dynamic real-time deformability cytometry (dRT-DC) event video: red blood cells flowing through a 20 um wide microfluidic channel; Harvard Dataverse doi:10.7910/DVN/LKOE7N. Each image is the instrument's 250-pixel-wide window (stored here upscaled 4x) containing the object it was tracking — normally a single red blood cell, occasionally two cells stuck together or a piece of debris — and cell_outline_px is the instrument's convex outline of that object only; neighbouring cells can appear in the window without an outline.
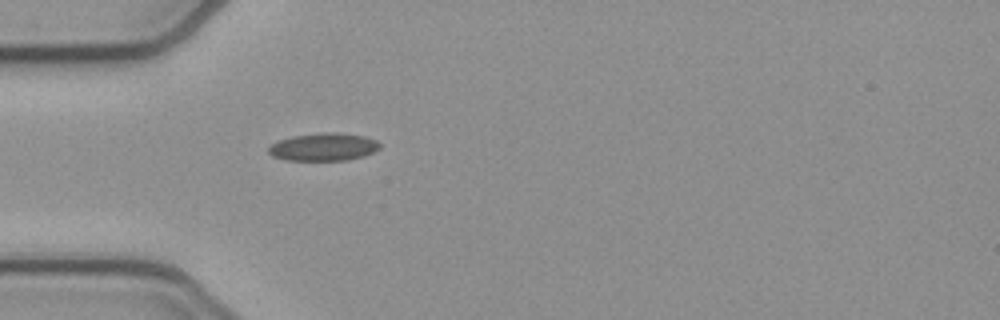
{"species": "common noctule bat (a hibernating species)", "species_latin": "Nyctalus noctula", "temperature_condition": "cold", "stored_images_in_passage": 38, "camera_frame_rate_fps": 3000, "um_per_image_px": 0.085, "animal": {"sex": "female", "body_mass_g": 21.9}, "frame": {"image": 1, "passage_image": 1, "time_ms": 0.0, "image_size_px": [1000, 320], "cell_outline_px": [[380, 148], [364, 156], [348, 160], [284, 160], [272, 156], [268, 152], [268, 148], [272, 144], [280, 140], [292, 136], [320, 132], [336, 132], [364, 136], [376, 140], [380, 144]], "centroid_in_image_um": [27.5, 12.49], "position_along_channel_um": 57.5, "area_um2": 18.03}}
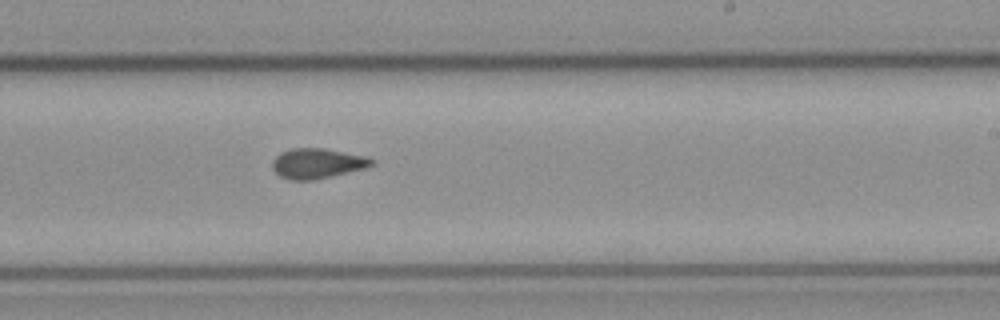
{"frame": {"image": 2, "passage_image": 17, "time_ms": 5.333, "image_size_px": [1000, 320], "cell_outline_px": [[376, 164], [368, 168], [316, 180], [288, 180], [280, 176], [272, 168], [272, 160], [280, 152], [292, 148], [324, 148], [368, 156], [376, 160]], "centroid_in_image_um": [27.03, 13.89], "position_along_channel_um": 262.0, "area_um2": 17.92}}
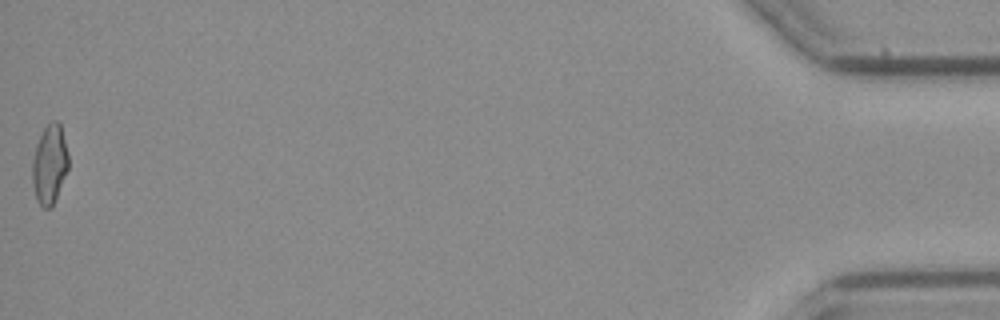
{"frame": {"image": 3, "passage_image": 38, "time_ms": 12.333, "image_size_px": [1000, 320], "cell_outline_px": [[68, 168], [52, 208], [44, 208], [36, 200], [32, 180], [32, 160], [36, 144], [44, 128], [52, 120], [56, 120], [60, 124], [68, 152]], "centroid_in_image_um": [4.21, 13.97], "position_along_channel_um": 431.0, "area_um2": 16.65}, "authors_computed_cell_mechanics": {"area_um2": 17.1955, "velocity_mm_per_s": 3.8956, "shape_relaxation_time_tau1_ms": null, "shape_relaxation_time_tau2_ms": 2.4351, "deformation_change_tau1": null, "deformation_change_tau2": 0.0868}}